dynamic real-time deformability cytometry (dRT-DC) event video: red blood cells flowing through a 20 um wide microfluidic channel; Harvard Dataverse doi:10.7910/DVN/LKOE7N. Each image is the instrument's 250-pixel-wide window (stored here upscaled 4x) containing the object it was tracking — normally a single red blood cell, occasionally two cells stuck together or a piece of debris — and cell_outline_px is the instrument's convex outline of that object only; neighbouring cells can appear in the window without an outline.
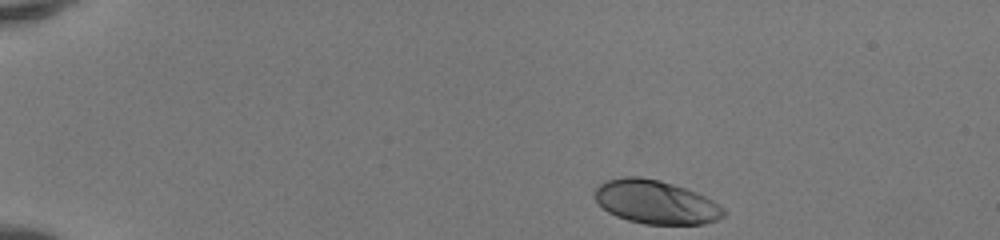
{"species": "human", "species_latin": "Homo sapiens", "temperature_condition": "room temperature", "stored_images_in_passage": 42, "camera_frame_rate_fps": 3000, "um_per_image_px": 0.085, "donor": {"sex": "female"}, "frame": {"image": 1, "passage_image": 1, "time_ms": 0.0, "image_size_px": [1000, 240], "cell_outline_px": [[728, 212], [724, 216], [716, 220], [704, 224], [644, 224], [628, 220], [616, 216], [608, 212], [596, 200], [592, 192], [604, 180], [624, 176], [640, 176], [660, 180], [696, 192], [712, 200], [724, 208]], "centroid_in_image_um": [55.73, 17.17], "position_along_channel_um": 29.3, "area_um2": 32.89}}
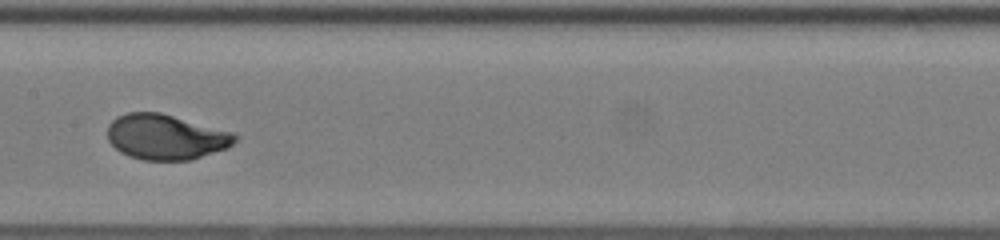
{"frame": {"image": 2, "passage_image": 20, "time_ms": 6.333, "image_size_px": [1000, 240], "cell_outline_px": [[240, 136], [228, 148], [192, 160], [140, 160], [128, 156], [120, 152], [108, 140], [108, 124], [116, 116], [128, 112], [160, 112], [236, 132]], "centroid_in_image_um": [14.13, 11.64], "position_along_channel_um": 193.3, "area_um2": 34.16}}
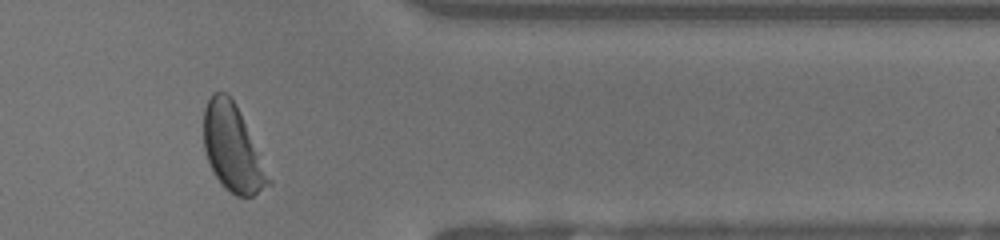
{"frame": {"image": 3, "passage_image": 35, "time_ms": 11.333, "image_size_px": [1000, 240], "cell_outline_px": [[272, 184], [252, 196], [236, 196], [224, 188], [216, 176], [208, 160], [204, 148], [204, 108], [212, 92], [228, 92], [236, 104], [272, 180]], "centroid_in_image_um": [19.77, 12.59], "position_along_channel_um": 391.6, "area_um2": 32.43}, "authors_computed_cell_mechanics": {"area_um2": 33.1772, "velocity_mm_per_s": 4.1374, "shape_relaxation_time_tau1_ms": 2.5056, "shape_relaxation_time_tau2_ms": null, "deformation_change_tau1": 0.183, "deformation_change_tau2": null}}